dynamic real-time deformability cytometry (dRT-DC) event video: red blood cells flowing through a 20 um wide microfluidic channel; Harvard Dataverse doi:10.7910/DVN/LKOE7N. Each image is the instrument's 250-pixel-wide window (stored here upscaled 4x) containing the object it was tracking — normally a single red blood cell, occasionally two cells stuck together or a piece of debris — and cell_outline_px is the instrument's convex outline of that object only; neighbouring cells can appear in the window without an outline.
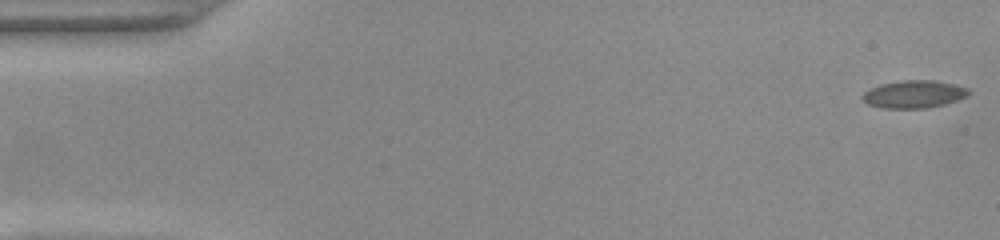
{"species": "common noctule bat (a hibernating species)", "species_latin": "Nyctalus noctula", "temperature_condition": "warm", "stored_images_in_passage": 14, "camera_frame_rate_fps": 3000, "um_per_image_px": 0.085, "animal": {"sex": "female", "body_mass_g": 22.0, "forearm_length_mm": 56.7}, "frame": {"image": 1, "passage_image": 1, "time_ms": 0.0, "image_size_px": [1000, 240], "cell_outline_px": [[972, 92], [968, 96], [944, 104], [928, 108], [884, 108], [868, 104], [860, 96], [864, 92], [880, 84], [900, 80], [936, 80], [956, 84], [968, 88]], "centroid_in_image_um": [77.72, 7.99], "position_along_channel_um": 7.3, "area_um2": 17.22}}
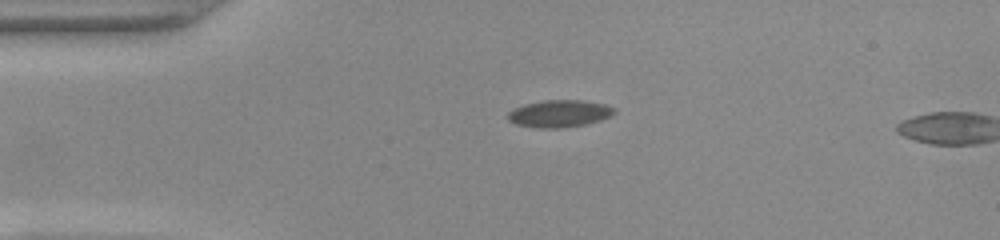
{"frame": {"image": 2, "passage_image": 12, "time_ms": 3.667, "image_size_px": [1000, 240], "cell_outline_px": [[616, 112], [612, 116], [600, 120], [584, 124], [564, 128], [536, 128], [516, 124], [508, 120], [508, 112], [512, 108], [524, 104], [544, 100], [580, 100], [604, 104], [616, 108]], "centroid_in_image_um": [47.54, 9.65], "position_along_channel_um": 37.5, "area_um2": 16.99}}